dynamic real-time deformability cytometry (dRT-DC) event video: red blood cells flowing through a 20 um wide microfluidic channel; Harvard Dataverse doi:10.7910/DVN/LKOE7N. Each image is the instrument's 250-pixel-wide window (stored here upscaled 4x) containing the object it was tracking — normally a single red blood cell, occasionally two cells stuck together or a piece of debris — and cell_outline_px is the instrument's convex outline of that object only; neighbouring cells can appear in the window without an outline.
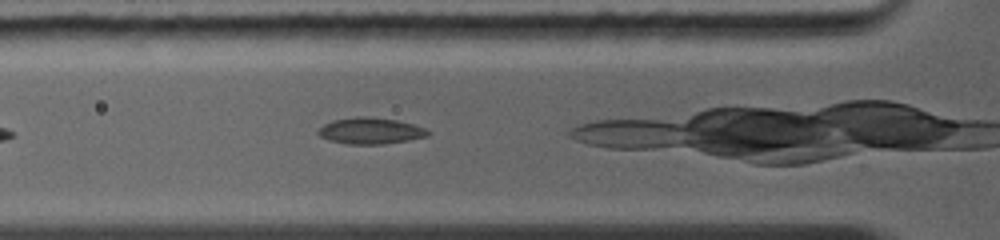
{"species": "common noctule bat (a hibernating species)", "species_latin": "Nyctalus noctula", "temperature_condition": "warm", "stored_images_in_passage": 13, "camera_frame_rate_fps": 5000, "um_per_image_px": 0.085, "animal": {"sex": "female", "body_mass_g": 19.0, "forearm_length_mm": 56.7}, "frame": {"image": 1, "passage_image": 6, "time_ms": 1.0, "image_size_px": [1000, 240], "cell_outline_px": [[428, 136], [408, 140], [384, 144], [348, 144], [328, 140], [320, 136], [316, 132], [324, 124], [332, 120], [352, 116], [368, 116], [396, 120], [412, 124], [424, 128], [428, 132]], "centroid_in_image_um": [31.43, 11.11], "position_along_channel_um": 94.4, "area_um2": 16.82}}
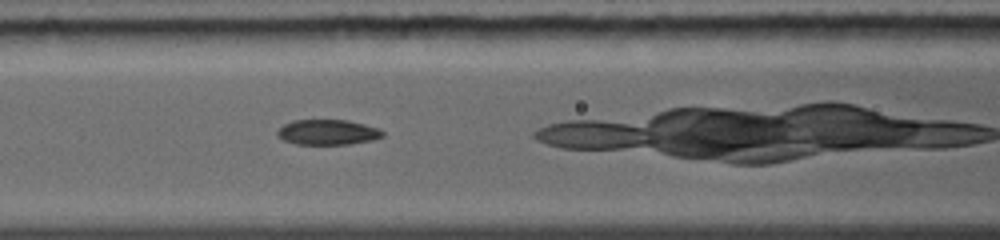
{"frame": {"image": 2, "passage_image": 10, "time_ms": 2.0, "image_size_px": [1000, 240], "cell_outline_px": [[384, 136], [372, 140], [348, 144], [296, 144], [284, 140], [276, 136], [276, 132], [284, 124], [292, 120], [348, 120], [380, 128], [384, 132]], "centroid_in_image_um": [27.86, 11.23], "position_along_channel_um": 138.7, "area_um2": 15.55}}